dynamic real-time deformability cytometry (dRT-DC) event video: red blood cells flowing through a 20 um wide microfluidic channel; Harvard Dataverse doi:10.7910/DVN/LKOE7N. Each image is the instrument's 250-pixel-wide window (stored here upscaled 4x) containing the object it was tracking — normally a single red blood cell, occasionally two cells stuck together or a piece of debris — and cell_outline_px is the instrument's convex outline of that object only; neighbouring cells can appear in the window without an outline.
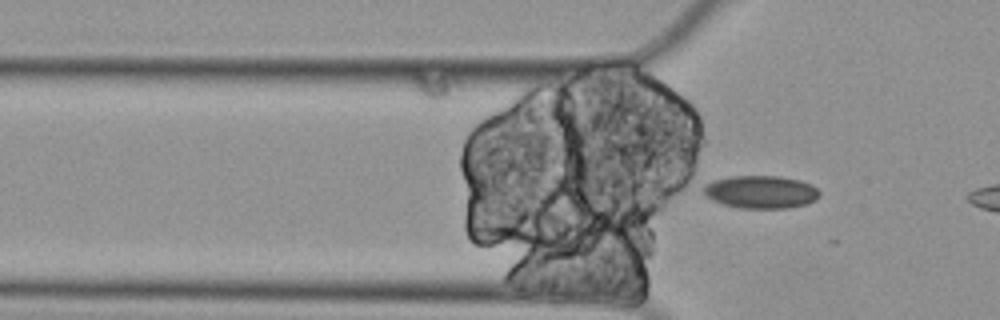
{"species": "Egyptian fruit bat (a non-hibernating species)", "species_latin": "Rousettus aegyptiacus", "temperature_condition": "cold", "stored_images_in_passage": 7, "camera_frame_rate_fps": 3000, "um_per_image_px": 0.085, "animal": {"sex": "female"}, "frame": {"image": 1, "passage_image": 7, "time_ms": 2.0, "image_size_px": [1000, 320], "cell_outline_px": [[820, 196], [816, 200], [804, 204], [788, 208], [740, 208], [724, 204], [712, 200], [704, 196], [704, 184], [712, 180], [732, 176], [780, 176], [800, 180], [812, 184], [820, 192]], "centroid_in_image_um": [64.67, 16.31], "position_along_channel_um": 61.1, "area_um2": 22.31}}